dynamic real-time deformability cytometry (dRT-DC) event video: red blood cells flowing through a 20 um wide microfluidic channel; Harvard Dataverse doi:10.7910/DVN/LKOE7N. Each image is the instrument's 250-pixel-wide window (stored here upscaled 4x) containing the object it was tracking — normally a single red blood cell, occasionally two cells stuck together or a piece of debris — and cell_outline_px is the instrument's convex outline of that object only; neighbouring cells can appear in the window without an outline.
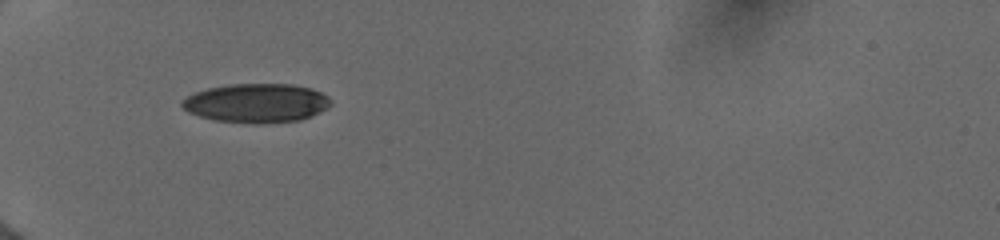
{"species": "human", "species_latin": "Homo sapiens", "temperature_condition": "cold", "stored_images_in_passage": 23, "camera_frame_rate_fps": 3000, "um_per_image_px": 0.085, "donor": {"sex": "female"}, "frame": {"image": 1, "passage_image": 1, "time_ms": 0.0, "image_size_px": [1000, 240], "cell_outline_px": [[332, 104], [328, 108], [312, 116], [300, 120], [260, 124], [252, 124], [216, 120], [200, 116], [188, 112], [180, 104], [188, 96], [196, 92], [208, 88], [228, 84], [292, 84], [312, 88], [328, 96], [332, 100]], "centroid_in_image_um": [21.85, 8.76], "position_along_channel_um": 63.1, "area_um2": 33.99}}
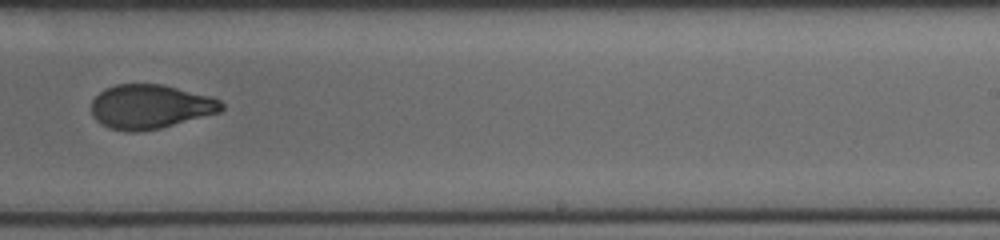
{"frame": {"image": 2, "passage_image": 12, "time_ms": 5.667, "image_size_px": [1000, 240], "cell_outline_px": [[224, 108], [220, 112], [160, 128], [136, 132], [124, 132], [108, 128], [100, 124], [92, 116], [92, 100], [104, 88], [116, 84], [164, 84], [212, 96], [220, 100], [224, 104]], "centroid_in_image_um": [12.76, 9.06], "position_along_channel_um": 276.2, "area_um2": 33.87}}
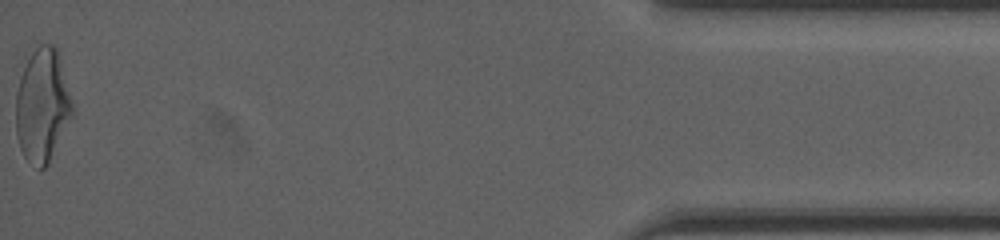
{"frame": {"image": 3, "passage_image": 23, "time_ms": 11.333, "image_size_px": [1000, 240], "cell_outline_px": [[72, 112], [48, 164], [44, 168], [40, 168], [24, 156], [20, 148], [16, 132], [16, 92], [20, 76], [32, 52], [40, 44], [52, 44], [56, 48], [72, 104]], "centroid_in_image_um": [3.56, 8.95], "position_along_channel_um": 431.6, "area_um2": 36.07}, "authors_computed_cell_mechanics": {"area_um2": 34.7378, "velocity_mm_per_s": 3.9977, "shape_relaxation_time_tau1_ms": 4.9834, "shape_relaxation_time_tau2_ms": 1.8666, "deformation_change_tau1": 0.1765, "deformation_change_tau2": 0.0676}}